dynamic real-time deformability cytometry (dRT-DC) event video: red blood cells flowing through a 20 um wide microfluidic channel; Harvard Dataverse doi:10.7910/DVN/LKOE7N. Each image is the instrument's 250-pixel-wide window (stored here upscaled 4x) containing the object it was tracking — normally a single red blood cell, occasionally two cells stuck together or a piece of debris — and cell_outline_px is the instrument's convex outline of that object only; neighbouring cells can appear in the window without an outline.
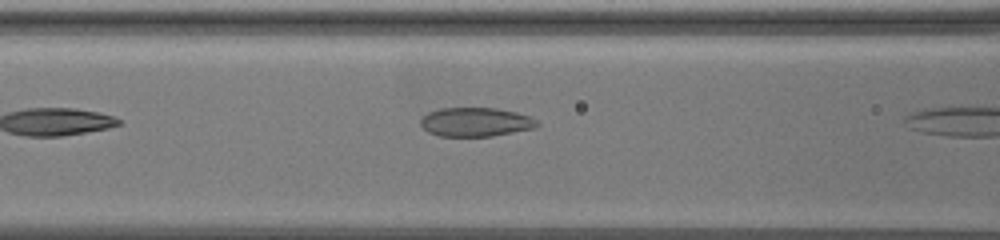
{"species": "common noctule bat (a hibernating species)", "species_latin": "Nyctalus noctula", "temperature_condition": "warm", "stored_images_in_passage": 4, "camera_frame_rate_fps": 3000, "um_per_image_px": 0.085, "animal": {"sex": "female", "body_mass_g": 19.5, "forearm_length_mm": 54.1}, "frame": {"image": 1, "passage_image": 3, "time_ms": 0.667, "image_size_px": [1000, 240], "cell_outline_px": [[540, 124], [532, 128], [492, 136], [440, 136], [428, 132], [420, 124], [420, 120], [428, 112], [440, 108], [496, 108], [516, 112], [528, 116], [536, 120]], "centroid_in_image_um": [40.4, 10.37], "position_along_channel_um": 126.2, "area_um2": 19.48}}